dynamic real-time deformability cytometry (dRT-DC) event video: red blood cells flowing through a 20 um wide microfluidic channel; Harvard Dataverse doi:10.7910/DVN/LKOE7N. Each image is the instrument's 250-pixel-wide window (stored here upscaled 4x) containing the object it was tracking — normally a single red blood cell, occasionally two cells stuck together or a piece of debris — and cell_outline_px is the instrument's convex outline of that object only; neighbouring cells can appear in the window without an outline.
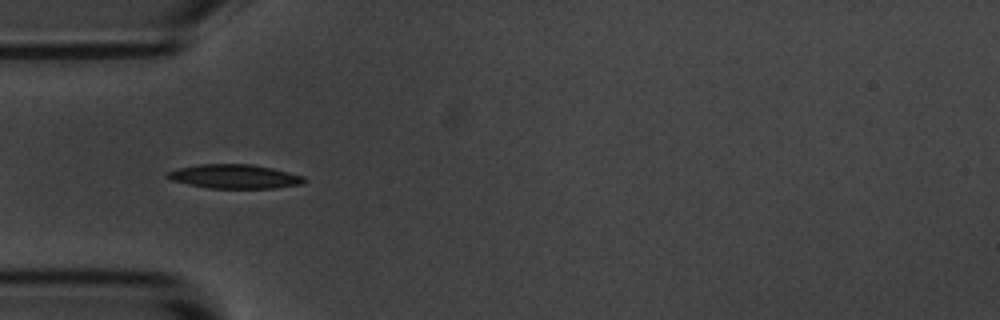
{"species": "common noctule bat (a hibernating species)", "species_latin": "Nyctalus noctula", "temperature_condition": "room temperature", "stored_images_in_passage": 4, "camera_frame_rate_fps": 3000, "um_per_image_px": 0.085, "animal": {"sex": "male", "body_mass_g": 20.1, "forearm_length_mm": 53.5}, "frame": {"image": 1, "passage_image": 4, "time_ms": 3.333, "image_size_px": [1000, 320], "cell_outline_px": [[308, 180], [300, 184], [272, 188], [208, 188], [188, 184], [172, 180], [164, 176], [168, 172], [176, 168], [200, 164], [252, 164], [272, 168], [304, 176]], "centroid_in_image_um": [19.92, 14.99], "position_along_channel_um": 65.1, "area_um2": 19.13}}